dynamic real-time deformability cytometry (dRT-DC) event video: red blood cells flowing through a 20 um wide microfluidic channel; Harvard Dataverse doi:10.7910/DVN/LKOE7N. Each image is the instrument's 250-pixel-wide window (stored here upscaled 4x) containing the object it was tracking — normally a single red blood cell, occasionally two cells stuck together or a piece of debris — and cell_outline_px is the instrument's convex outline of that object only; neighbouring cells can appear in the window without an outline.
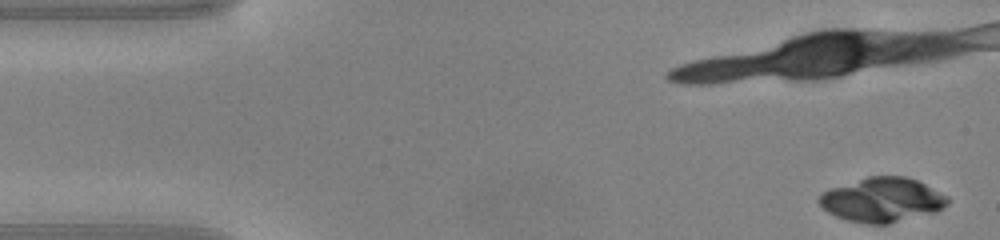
{"species": "common noctule bat (a hibernating species)", "species_latin": "Nyctalus noctula", "temperature_condition": "warm", "stored_images_in_passage": 41, "camera_frame_rate_fps": 3000, "um_per_image_px": 0.085, "animal": {"sex": "male", "body_mass_g": 20.0, "forearm_length_mm": 53.3}, "frame": {"image": 1, "passage_image": 1, "time_ms": 0.0, "image_size_px": [1000, 240], "cell_outline_px": [[948, 204], [944, 208], [936, 212], [888, 224], [868, 224], [848, 220], [836, 216], [828, 212], [816, 200], [824, 192], [832, 188], [868, 176], [904, 176], [916, 180], [948, 196]], "centroid_in_image_um": [75.01, 16.99], "position_along_channel_um": 10.0, "area_um2": 32.95}}